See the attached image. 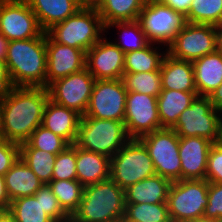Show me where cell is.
Instances as JSON below:
<instances>
[{
  "label": "cell",
  "instance_id": "cell-1",
  "mask_svg": "<svg viewBox=\"0 0 222 222\" xmlns=\"http://www.w3.org/2000/svg\"><path fill=\"white\" fill-rule=\"evenodd\" d=\"M48 100V90L43 87H13L1 95L0 138L19 145L27 142L42 125Z\"/></svg>",
  "mask_w": 222,
  "mask_h": 222
},
{
  "label": "cell",
  "instance_id": "cell-2",
  "mask_svg": "<svg viewBox=\"0 0 222 222\" xmlns=\"http://www.w3.org/2000/svg\"><path fill=\"white\" fill-rule=\"evenodd\" d=\"M5 62L14 87L46 88V32L35 38L9 41Z\"/></svg>",
  "mask_w": 222,
  "mask_h": 222
},
{
  "label": "cell",
  "instance_id": "cell-3",
  "mask_svg": "<svg viewBox=\"0 0 222 222\" xmlns=\"http://www.w3.org/2000/svg\"><path fill=\"white\" fill-rule=\"evenodd\" d=\"M125 190L111 178L85 186L70 222H106L125 215Z\"/></svg>",
  "mask_w": 222,
  "mask_h": 222
},
{
  "label": "cell",
  "instance_id": "cell-4",
  "mask_svg": "<svg viewBox=\"0 0 222 222\" xmlns=\"http://www.w3.org/2000/svg\"><path fill=\"white\" fill-rule=\"evenodd\" d=\"M103 21L93 5H84L65 21L53 25L46 33L63 45L87 52L105 32Z\"/></svg>",
  "mask_w": 222,
  "mask_h": 222
},
{
  "label": "cell",
  "instance_id": "cell-5",
  "mask_svg": "<svg viewBox=\"0 0 222 222\" xmlns=\"http://www.w3.org/2000/svg\"><path fill=\"white\" fill-rule=\"evenodd\" d=\"M130 139L124 122L83 115L74 144L111 159Z\"/></svg>",
  "mask_w": 222,
  "mask_h": 222
},
{
  "label": "cell",
  "instance_id": "cell-6",
  "mask_svg": "<svg viewBox=\"0 0 222 222\" xmlns=\"http://www.w3.org/2000/svg\"><path fill=\"white\" fill-rule=\"evenodd\" d=\"M110 178L122 189L156 174L149 152L139 139H130L111 159Z\"/></svg>",
  "mask_w": 222,
  "mask_h": 222
},
{
  "label": "cell",
  "instance_id": "cell-7",
  "mask_svg": "<svg viewBox=\"0 0 222 222\" xmlns=\"http://www.w3.org/2000/svg\"><path fill=\"white\" fill-rule=\"evenodd\" d=\"M208 189L206 179L173 181L167 199L170 219L191 222L203 217L208 204Z\"/></svg>",
  "mask_w": 222,
  "mask_h": 222
},
{
  "label": "cell",
  "instance_id": "cell-8",
  "mask_svg": "<svg viewBox=\"0 0 222 222\" xmlns=\"http://www.w3.org/2000/svg\"><path fill=\"white\" fill-rule=\"evenodd\" d=\"M221 115L222 112L213 107L209 97L197 96L191 106L180 114L172 129L179 138L203 137L217 143Z\"/></svg>",
  "mask_w": 222,
  "mask_h": 222
},
{
  "label": "cell",
  "instance_id": "cell-9",
  "mask_svg": "<svg viewBox=\"0 0 222 222\" xmlns=\"http://www.w3.org/2000/svg\"><path fill=\"white\" fill-rule=\"evenodd\" d=\"M139 140L147 148L156 174L169 180H181L179 140L172 128H162L145 134Z\"/></svg>",
  "mask_w": 222,
  "mask_h": 222
},
{
  "label": "cell",
  "instance_id": "cell-10",
  "mask_svg": "<svg viewBox=\"0 0 222 222\" xmlns=\"http://www.w3.org/2000/svg\"><path fill=\"white\" fill-rule=\"evenodd\" d=\"M168 47L173 58L192 62L218 49V27L187 22Z\"/></svg>",
  "mask_w": 222,
  "mask_h": 222
},
{
  "label": "cell",
  "instance_id": "cell-11",
  "mask_svg": "<svg viewBox=\"0 0 222 222\" xmlns=\"http://www.w3.org/2000/svg\"><path fill=\"white\" fill-rule=\"evenodd\" d=\"M150 43L169 46L186 25V17L162 3H146L137 20Z\"/></svg>",
  "mask_w": 222,
  "mask_h": 222
},
{
  "label": "cell",
  "instance_id": "cell-12",
  "mask_svg": "<svg viewBox=\"0 0 222 222\" xmlns=\"http://www.w3.org/2000/svg\"><path fill=\"white\" fill-rule=\"evenodd\" d=\"M127 92L122 79L95 80L84 115L124 122Z\"/></svg>",
  "mask_w": 222,
  "mask_h": 222
},
{
  "label": "cell",
  "instance_id": "cell-13",
  "mask_svg": "<svg viewBox=\"0 0 222 222\" xmlns=\"http://www.w3.org/2000/svg\"><path fill=\"white\" fill-rule=\"evenodd\" d=\"M44 32L26 0H0V34L8 42L39 37Z\"/></svg>",
  "mask_w": 222,
  "mask_h": 222
},
{
  "label": "cell",
  "instance_id": "cell-14",
  "mask_svg": "<svg viewBox=\"0 0 222 222\" xmlns=\"http://www.w3.org/2000/svg\"><path fill=\"white\" fill-rule=\"evenodd\" d=\"M94 77L84 68L52 82L48 87L49 99L83 116L89 104Z\"/></svg>",
  "mask_w": 222,
  "mask_h": 222
},
{
  "label": "cell",
  "instance_id": "cell-15",
  "mask_svg": "<svg viewBox=\"0 0 222 222\" xmlns=\"http://www.w3.org/2000/svg\"><path fill=\"white\" fill-rule=\"evenodd\" d=\"M124 123L128 136H141L162 129L157 108V97L127 92Z\"/></svg>",
  "mask_w": 222,
  "mask_h": 222
},
{
  "label": "cell",
  "instance_id": "cell-16",
  "mask_svg": "<svg viewBox=\"0 0 222 222\" xmlns=\"http://www.w3.org/2000/svg\"><path fill=\"white\" fill-rule=\"evenodd\" d=\"M125 53L114 43L101 38L86 52L85 68L95 80L122 79Z\"/></svg>",
  "mask_w": 222,
  "mask_h": 222
},
{
  "label": "cell",
  "instance_id": "cell-17",
  "mask_svg": "<svg viewBox=\"0 0 222 222\" xmlns=\"http://www.w3.org/2000/svg\"><path fill=\"white\" fill-rule=\"evenodd\" d=\"M46 88L54 81L85 68L86 52L55 42L46 33Z\"/></svg>",
  "mask_w": 222,
  "mask_h": 222
},
{
  "label": "cell",
  "instance_id": "cell-18",
  "mask_svg": "<svg viewBox=\"0 0 222 222\" xmlns=\"http://www.w3.org/2000/svg\"><path fill=\"white\" fill-rule=\"evenodd\" d=\"M213 144L203 137L180 138L181 180L206 179L208 153Z\"/></svg>",
  "mask_w": 222,
  "mask_h": 222
},
{
  "label": "cell",
  "instance_id": "cell-19",
  "mask_svg": "<svg viewBox=\"0 0 222 222\" xmlns=\"http://www.w3.org/2000/svg\"><path fill=\"white\" fill-rule=\"evenodd\" d=\"M80 119L81 115L76 111L56 104L49 99L44 109L42 126L61 136L69 144H74Z\"/></svg>",
  "mask_w": 222,
  "mask_h": 222
},
{
  "label": "cell",
  "instance_id": "cell-20",
  "mask_svg": "<svg viewBox=\"0 0 222 222\" xmlns=\"http://www.w3.org/2000/svg\"><path fill=\"white\" fill-rule=\"evenodd\" d=\"M162 90L197 92L191 61L173 58L166 52L160 67Z\"/></svg>",
  "mask_w": 222,
  "mask_h": 222
},
{
  "label": "cell",
  "instance_id": "cell-21",
  "mask_svg": "<svg viewBox=\"0 0 222 222\" xmlns=\"http://www.w3.org/2000/svg\"><path fill=\"white\" fill-rule=\"evenodd\" d=\"M192 65L197 95L208 97L222 84V54L217 49L192 61Z\"/></svg>",
  "mask_w": 222,
  "mask_h": 222
},
{
  "label": "cell",
  "instance_id": "cell-22",
  "mask_svg": "<svg viewBox=\"0 0 222 222\" xmlns=\"http://www.w3.org/2000/svg\"><path fill=\"white\" fill-rule=\"evenodd\" d=\"M36 15L41 28L46 32L53 25L65 21L82 6L79 0H26Z\"/></svg>",
  "mask_w": 222,
  "mask_h": 222
},
{
  "label": "cell",
  "instance_id": "cell-23",
  "mask_svg": "<svg viewBox=\"0 0 222 222\" xmlns=\"http://www.w3.org/2000/svg\"><path fill=\"white\" fill-rule=\"evenodd\" d=\"M172 181L158 174L130 185L125 189V203H167Z\"/></svg>",
  "mask_w": 222,
  "mask_h": 222
},
{
  "label": "cell",
  "instance_id": "cell-24",
  "mask_svg": "<svg viewBox=\"0 0 222 222\" xmlns=\"http://www.w3.org/2000/svg\"><path fill=\"white\" fill-rule=\"evenodd\" d=\"M77 181L84 187L110 178V158L76 146Z\"/></svg>",
  "mask_w": 222,
  "mask_h": 222
},
{
  "label": "cell",
  "instance_id": "cell-25",
  "mask_svg": "<svg viewBox=\"0 0 222 222\" xmlns=\"http://www.w3.org/2000/svg\"><path fill=\"white\" fill-rule=\"evenodd\" d=\"M4 178L10 201L32 196L44 185L20 158L4 175Z\"/></svg>",
  "mask_w": 222,
  "mask_h": 222
},
{
  "label": "cell",
  "instance_id": "cell-26",
  "mask_svg": "<svg viewBox=\"0 0 222 222\" xmlns=\"http://www.w3.org/2000/svg\"><path fill=\"white\" fill-rule=\"evenodd\" d=\"M197 96V92L162 90L157 97L161 126L163 128H172L178 121L180 114L191 106Z\"/></svg>",
  "mask_w": 222,
  "mask_h": 222
},
{
  "label": "cell",
  "instance_id": "cell-27",
  "mask_svg": "<svg viewBox=\"0 0 222 222\" xmlns=\"http://www.w3.org/2000/svg\"><path fill=\"white\" fill-rule=\"evenodd\" d=\"M145 0H96L97 9L104 26L113 22L137 21Z\"/></svg>",
  "mask_w": 222,
  "mask_h": 222
},
{
  "label": "cell",
  "instance_id": "cell-28",
  "mask_svg": "<svg viewBox=\"0 0 222 222\" xmlns=\"http://www.w3.org/2000/svg\"><path fill=\"white\" fill-rule=\"evenodd\" d=\"M20 146V159L33 171L43 184L52 181L56 155L34 149L28 142Z\"/></svg>",
  "mask_w": 222,
  "mask_h": 222
},
{
  "label": "cell",
  "instance_id": "cell-29",
  "mask_svg": "<svg viewBox=\"0 0 222 222\" xmlns=\"http://www.w3.org/2000/svg\"><path fill=\"white\" fill-rule=\"evenodd\" d=\"M152 45L149 43L141 50L125 53L124 73H146L160 70L163 55L166 53L157 52L158 48H154Z\"/></svg>",
  "mask_w": 222,
  "mask_h": 222
},
{
  "label": "cell",
  "instance_id": "cell-30",
  "mask_svg": "<svg viewBox=\"0 0 222 222\" xmlns=\"http://www.w3.org/2000/svg\"><path fill=\"white\" fill-rule=\"evenodd\" d=\"M48 185L62 209L71 217L82 200L84 186L77 180H56Z\"/></svg>",
  "mask_w": 222,
  "mask_h": 222
},
{
  "label": "cell",
  "instance_id": "cell-31",
  "mask_svg": "<svg viewBox=\"0 0 222 222\" xmlns=\"http://www.w3.org/2000/svg\"><path fill=\"white\" fill-rule=\"evenodd\" d=\"M9 210L16 222H55L44 212L41 197L26 196L11 201Z\"/></svg>",
  "mask_w": 222,
  "mask_h": 222
},
{
  "label": "cell",
  "instance_id": "cell-32",
  "mask_svg": "<svg viewBox=\"0 0 222 222\" xmlns=\"http://www.w3.org/2000/svg\"><path fill=\"white\" fill-rule=\"evenodd\" d=\"M128 222H170L167 203H126L125 215Z\"/></svg>",
  "mask_w": 222,
  "mask_h": 222
},
{
  "label": "cell",
  "instance_id": "cell-33",
  "mask_svg": "<svg viewBox=\"0 0 222 222\" xmlns=\"http://www.w3.org/2000/svg\"><path fill=\"white\" fill-rule=\"evenodd\" d=\"M122 80L128 92L158 97L162 91L161 72L124 73Z\"/></svg>",
  "mask_w": 222,
  "mask_h": 222
},
{
  "label": "cell",
  "instance_id": "cell-34",
  "mask_svg": "<svg viewBox=\"0 0 222 222\" xmlns=\"http://www.w3.org/2000/svg\"><path fill=\"white\" fill-rule=\"evenodd\" d=\"M186 21L218 26L222 21V0H192Z\"/></svg>",
  "mask_w": 222,
  "mask_h": 222
},
{
  "label": "cell",
  "instance_id": "cell-35",
  "mask_svg": "<svg viewBox=\"0 0 222 222\" xmlns=\"http://www.w3.org/2000/svg\"><path fill=\"white\" fill-rule=\"evenodd\" d=\"M113 26L119 27V29L122 30L121 31V34L123 33L122 36H125V38L128 37L130 39L131 38L133 39V40L131 39V41L130 39L125 41V39L123 38L122 44L121 42L114 43L124 53L141 50L150 43L147 40L146 35L143 32L141 25L138 21L113 22L110 23L109 25H106L105 29L111 28Z\"/></svg>",
  "mask_w": 222,
  "mask_h": 222
},
{
  "label": "cell",
  "instance_id": "cell-36",
  "mask_svg": "<svg viewBox=\"0 0 222 222\" xmlns=\"http://www.w3.org/2000/svg\"><path fill=\"white\" fill-rule=\"evenodd\" d=\"M34 149L58 155L70 144L61 136L54 134L42 125L36 128L27 141Z\"/></svg>",
  "mask_w": 222,
  "mask_h": 222
},
{
  "label": "cell",
  "instance_id": "cell-37",
  "mask_svg": "<svg viewBox=\"0 0 222 222\" xmlns=\"http://www.w3.org/2000/svg\"><path fill=\"white\" fill-rule=\"evenodd\" d=\"M56 180H77L75 144H70L56 155L52 181Z\"/></svg>",
  "mask_w": 222,
  "mask_h": 222
},
{
  "label": "cell",
  "instance_id": "cell-38",
  "mask_svg": "<svg viewBox=\"0 0 222 222\" xmlns=\"http://www.w3.org/2000/svg\"><path fill=\"white\" fill-rule=\"evenodd\" d=\"M34 196L41 197V205L44 212L55 222H70V216L62 209L48 184H44Z\"/></svg>",
  "mask_w": 222,
  "mask_h": 222
},
{
  "label": "cell",
  "instance_id": "cell-39",
  "mask_svg": "<svg viewBox=\"0 0 222 222\" xmlns=\"http://www.w3.org/2000/svg\"><path fill=\"white\" fill-rule=\"evenodd\" d=\"M206 180L209 183H222V145L214 143L208 153Z\"/></svg>",
  "mask_w": 222,
  "mask_h": 222
},
{
  "label": "cell",
  "instance_id": "cell-40",
  "mask_svg": "<svg viewBox=\"0 0 222 222\" xmlns=\"http://www.w3.org/2000/svg\"><path fill=\"white\" fill-rule=\"evenodd\" d=\"M19 158V144L0 138V175L4 176Z\"/></svg>",
  "mask_w": 222,
  "mask_h": 222
},
{
  "label": "cell",
  "instance_id": "cell-41",
  "mask_svg": "<svg viewBox=\"0 0 222 222\" xmlns=\"http://www.w3.org/2000/svg\"><path fill=\"white\" fill-rule=\"evenodd\" d=\"M203 216L214 219L222 217V183H209L208 204Z\"/></svg>",
  "mask_w": 222,
  "mask_h": 222
},
{
  "label": "cell",
  "instance_id": "cell-42",
  "mask_svg": "<svg viewBox=\"0 0 222 222\" xmlns=\"http://www.w3.org/2000/svg\"><path fill=\"white\" fill-rule=\"evenodd\" d=\"M13 87L5 59H0V96L6 94Z\"/></svg>",
  "mask_w": 222,
  "mask_h": 222
},
{
  "label": "cell",
  "instance_id": "cell-43",
  "mask_svg": "<svg viewBox=\"0 0 222 222\" xmlns=\"http://www.w3.org/2000/svg\"><path fill=\"white\" fill-rule=\"evenodd\" d=\"M162 4L169 6L186 17L189 13L192 0H164Z\"/></svg>",
  "mask_w": 222,
  "mask_h": 222
},
{
  "label": "cell",
  "instance_id": "cell-44",
  "mask_svg": "<svg viewBox=\"0 0 222 222\" xmlns=\"http://www.w3.org/2000/svg\"><path fill=\"white\" fill-rule=\"evenodd\" d=\"M11 201L7 193L5 178L0 175V209H9Z\"/></svg>",
  "mask_w": 222,
  "mask_h": 222
},
{
  "label": "cell",
  "instance_id": "cell-45",
  "mask_svg": "<svg viewBox=\"0 0 222 222\" xmlns=\"http://www.w3.org/2000/svg\"><path fill=\"white\" fill-rule=\"evenodd\" d=\"M213 107L218 111H222V84H220L209 96Z\"/></svg>",
  "mask_w": 222,
  "mask_h": 222
},
{
  "label": "cell",
  "instance_id": "cell-46",
  "mask_svg": "<svg viewBox=\"0 0 222 222\" xmlns=\"http://www.w3.org/2000/svg\"><path fill=\"white\" fill-rule=\"evenodd\" d=\"M0 222H16V220L9 209H0Z\"/></svg>",
  "mask_w": 222,
  "mask_h": 222
},
{
  "label": "cell",
  "instance_id": "cell-47",
  "mask_svg": "<svg viewBox=\"0 0 222 222\" xmlns=\"http://www.w3.org/2000/svg\"><path fill=\"white\" fill-rule=\"evenodd\" d=\"M8 41L0 34V59H5Z\"/></svg>",
  "mask_w": 222,
  "mask_h": 222
},
{
  "label": "cell",
  "instance_id": "cell-48",
  "mask_svg": "<svg viewBox=\"0 0 222 222\" xmlns=\"http://www.w3.org/2000/svg\"><path fill=\"white\" fill-rule=\"evenodd\" d=\"M191 222H220L219 219L199 217Z\"/></svg>",
  "mask_w": 222,
  "mask_h": 222
},
{
  "label": "cell",
  "instance_id": "cell-49",
  "mask_svg": "<svg viewBox=\"0 0 222 222\" xmlns=\"http://www.w3.org/2000/svg\"><path fill=\"white\" fill-rule=\"evenodd\" d=\"M217 143L222 145V116L219 119V134H218V142Z\"/></svg>",
  "mask_w": 222,
  "mask_h": 222
},
{
  "label": "cell",
  "instance_id": "cell-50",
  "mask_svg": "<svg viewBox=\"0 0 222 222\" xmlns=\"http://www.w3.org/2000/svg\"><path fill=\"white\" fill-rule=\"evenodd\" d=\"M106 222H128L125 216H121Z\"/></svg>",
  "mask_w": 222,
  "mask_h": 222
},
{
  "label": "cell",
  "instance_id": "cell-51",
  "mask_svg": "<svg viewBox=\"0 0 222 222\" xmlns=\"http://www.w3.org/2000/svg\"><path fill=\"white\" fill-rule=\"evenodd\" d=\"M218 50L222 54V33H218Z\"/></svg>",
  "mask_w": 222,
  "mask_h": 222
},
{
  "label": "cell",
  "instance_id": "cell-52",
  "mask_svg": "<svg viewBox=\"0 0 222 222\" xmlns=\"http://www.w3.org/2000/svg\"><path fill=\"white\" fill-rule=\"evenodd\" d=\"M83 5H93L96 0H79Z\"/></svg>",
  "mask_w": 222,
  "mask_h": 222
},
{
  "label": "cell",
  "instance_id": "cell-53",
  "mask_svg": "<svg viewBox=\"0 0 222 222\" xmlns=\"http://www.w3.org/2000/svg\"><path fill=\"white\" fill-rule=\"evenodd\" d=\"M164 0H145V3H162Z\"/></svg>",
  "mask_w": 222,
  "mask_h": 222
},
{
  "label": "cell",
  "instance_id": "cell-54",
  "mask_svg": "<svg viewBox=\"0 0 222 222\" xmlns=\"http://www.w3.org/2000/svg\"><path fill=\"white\" fill-rule=\"evenodd\" d=\"M217 27H218V33H222V21Z\"/></svg>",
  "mask_w": 222,
  "mask_h": 222
}]
</instances>
